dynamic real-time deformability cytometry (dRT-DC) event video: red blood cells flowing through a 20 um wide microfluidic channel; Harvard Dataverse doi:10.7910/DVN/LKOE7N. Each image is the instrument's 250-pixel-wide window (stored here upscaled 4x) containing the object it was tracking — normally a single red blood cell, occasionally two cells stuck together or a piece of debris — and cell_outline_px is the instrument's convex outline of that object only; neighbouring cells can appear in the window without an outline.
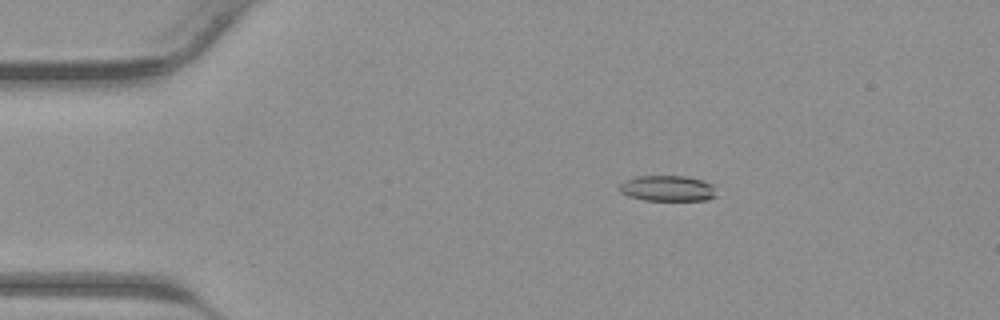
{"species": "common noctule bat (a hibernating species)", "species_latin": "Nyctalus noctula", "temperature_condition": "warm", "stored_images_in_passage": 41, "camera_frame_rate_fps": 3000, "um_per_image_px": 0.085, "animal": {"sex": "male", "body_mass_g": 23.1, "forearm_length_mm": 52.7}, "frame": {"image": 1, "passage_image": 7, "time_ms": 2.0, "image_size_px": [1000, 320], "cell_outline_px": [[716, 196], [708, 200], [644, 200], [628, 196], [620, 192], [620, 184], [624, 180], [636, 176], [684, 176], [704, 180], [712, 184]], "centroid_in_image_um": [56.73, 16.01], "position_along_channel_um": 28.3, "area_um2": 14.57}}
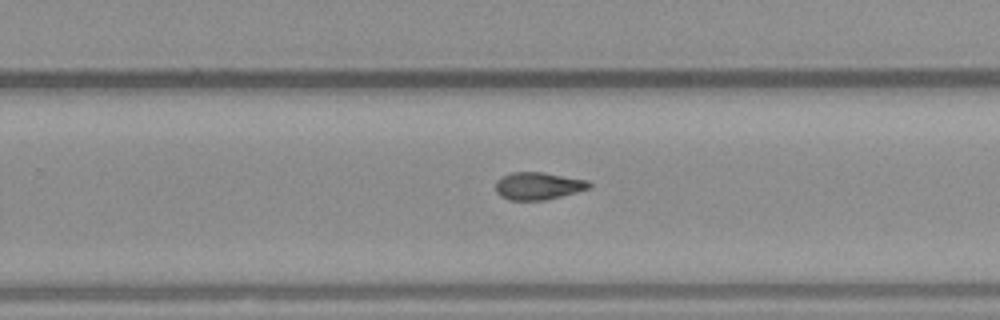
{"frame": {"image": 2, "passage_image": 26, "time_ms": 8.333, "image_size_px": [1000, 320], "cell_outline_px": [[592, 184], [588, 188], [576, 192], [544, 200], [508, 200], [500, 196], [496, 192], [496, 180], [500, 176], [512, 172], [544, 172], [588, 180]], "centroid_in_image_um": [45.71, 15.79], "position_along_channel_um": 284.1, "area_um2": 15.03}}
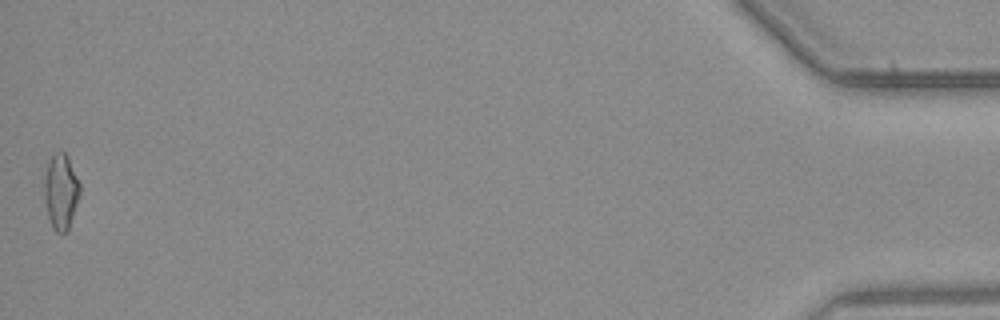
{"frame": {"image": 3, "passage_image": 41, "time_ms": 13.333, "image_size_px": [1000, 320], "cell_outline_px": [[80, 196], [68, 228], [64, 232], [56, 232], [52, 228], [48, 216], [44, 196], [44, 176], [48, 164], [52, 156], [56, 152], [64, 152], [68, 156], [80, 184]], "centroid_in_image_um": [5.18, 16.27], "position_along_channel_um": 430.0, "area_um2": 15.49}}